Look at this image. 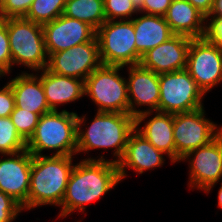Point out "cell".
<instances>
[{"label": "cell", "mask_w": 222, "mask_h": 222, "mask_svg": "<svg viewBox=\"0 0 222 222\" xmlns=\"http://www.w3.org/2000/svg\"><path fill=\"white\" fill-rule=\"evenodd\" d=\"M22 211L18 202L0 190V222H13Z\"/></svg>", "instance_id": "obj_30"}, {"label": "cell", "mask_w": 222, "mask_h": 222, "mask_svg": "<svg viewBox=\"0 0 222 222\" xmlns=\"http://www.w3.org/2000/svg\"><path fill=\"white\" fill-rule=\"evenodd\" d=\"M26 149V141L17 132L10 117H0V154L8 155Z\"/></svg>", "instance_id": "obj_25"}, {"label": "cell", "mask_w": 222, "mask_h": 222, "mask_svg": "<svg viewBox=\"0 0 222 222\" xmlns=\"http://www.w3.org/2000/svg\"><path fill=\"white\" fill-rule=\"evenodd\" d=\"M172 0H144L139 10L141 14L164 16Z\"/></svg>", "instance_id": "obj_33"}, {"label": "cell", "mask_w": 222, "mask_h": 222, "mask_svg": "<svg viewBox=\"0 0 222 222\" xmlns=\"http://www.w3.org/2000/svg\"><path fill=\"white\" fill-rule=\"evenodd\" d=\"M40 80L52 110H58L59 105L74 102L85 96L84 80L52 73L46 68L42 70Z\"/></svg>", "instance_id": "obj_20"}, {"label": "cell", "mask_w": 222, "mask_h": 222, "mask_svg": "<svg viewBox=\"0 0 222 222\" xmlns=\"http://www.w3.org/2000/svg\"><path fill=\"white\" fill-rule=\"evenodd\" d=\"M3 76H5V75L0 71V77H3Z\"/></svg>", "instance_id": "obj_38"}, {"label": "cell", "mask_w": 222, "mask_h": 222, "mask_svg": "<svg viewBox=\"0 0 222 222\" xmlns=\"http://www.w3.org/2000/svg\"><path fill=\"white\" fill-rule=\"evenodd\" d=\"M86 115L77 114V150L89 152L95 149H114L113 163H118L124 155L128 138L135 130V117L118 112H97L92 123L85 126Z\"/></svg>", "instance_id": "obj_2"}, {"label": "cell", "mask_w": 222, "mask_h": 222, "mask_svg": "<svg viewBox=\"0 0 222 222\" xmlns=\"http://www.w3.org/2000/svg\"><path fill=\"white\" fill-rule=\"evenodd\" d=\"M12 55L6 26V18L0 19V71L7 75L11 72Z\"/></svg>", "instance_id": "obj_28"}, {"label": "cell", "mask_w": 222, "mask_h": 222, "mask_svg": "<svg viewBox=\"0 0 222 222\" xmlns=\"http://www.w3.org/2000/svg\"><path fill=\"white\" fill-rule=\"evenodd\" d=\"M181 161L189 163V187L209 194L222 179V132L208 144L189 152Z\"/></svg>", "instance_id": "obj_12"}, {"label": "cell", "mask_w": 222, "mask_h": 222, "mask_svg": "<svg viewBox=\"0 0 222 222\" xmlns=\"http://www.w3.org/2000/svg\"><path fill=\"white\" fill-rule=\"evenodd\" d=\"M186 70L204 94L222 82V48L204 38H191Z\"/></svg>", "instance_id": "obj_10"}, {"label": "cell", "mask_w": 222, "mask_h": 222, "mask_svg": "<svg viewBox=\"0 0 222 222\" xmlns=\"http://www.w3.org/2000/svg\"><path fill=\"white\" fill-rule=\"evenodd\" d=\"M127 91L129 114L135 117V126H140L154 111H158L159 74L140 64L127 66ZM148 106L146 110L137 107ZM150 115V116H149Z\"/></svg>", "instance_id": "obj_11"}, {"label": "cell", "mask_w": 222, "mask_h": 222, "mask_svg": "<svg viewBox=\"0 0 222 222\" xmlns=\"http://www.w3.org/2000/svg\"><path fill=\"white\" fill-rule=\"evenodd\" d=\"M6 26L12 55V67L23 65L37 73L45 69L48 63V54L42 25L25 17H12L6 18Z\"/></svg>", "instance_id": "obj_5"}, {"label": "cell", "mask_w": 222, "mask_h": 222, "mask_svg": "<svg viewBox=\"0 0 222 222\" xmlns=\"http://www.w3.org/2000/svg\"><path fill=\"white\" fill-rule=\"evenodd\" d=\"M26 149L33 156H43L44 150H55L52 156L76 155L77 113L63 109L41 115Z\"/></svg>", "instance_id": "obj_4"}, {"label": "cell", "mask_w": 222, "mask_h": 222, "mask_svg": "<svg viewBox=\"0 0 222 222\" xmlns=\"http://www.w3.org/2000/svg\"><path fill=\"white\" fill-rule=\"evenodd\" d=\"M12 123L17 132L27 142L35 132L40 115L18 107L10 114Z\"/></svg>", "instance_id": "obj_26"}, {"label": "cell", "mask_w": 222, "mask_h": 222, "mask_svg": "<svg viewBox=\"0 0 222 222\" xmlns=\"http://www.w3.org/2000/svg\"><path fill=\"white\" fill-rule=\"evenodd\" d=\"M190 43V37L174 35L144 53L139 64L157 74L184 70L187 66Z\"/></svg>", "instance_id": "obj_16"}, {"label": "cell", "mask_w": 222, "mask_h": 222, "mask_svg": "<svg viewBox=\"0 0 222 222\" xmlns=\"http://www.w3.org/2000/svg\"><path fill=\"white\" fill-rule=\"evenodd\" d=\"M121 182L118 166L111 160L86 158L75 163L60 206L59 218L78 210L85 212L86 205L104 197Z\"/></svg>", "instance_id": "obj_1"}, {"label": "cell", "mask_w": 222, "mask_h": 222, "mask_svg": "<svg viewBox=\"0 0 222 222\" xmlns=\"http://www.w3.org/2000/svg\"><path fill=\"white\" fill-rule=\"evenodd\" d=\"M218 207H220L222 209V182H221V186L220 189L218 191Z\"/></svg>", "instance_id": "obj_37"}, {"label": "cell", "mask_w": 222, "mask_h": 222, "mask_svg": "<svg viewBox=\"0 0 222 222\" xmlns=\"http://www.w3.org/2000/svg\"><path fill=\"white\" fill-rule=\"evenodd\" d=\"M63 15L86 22L97 30L106 21L104 0H67Z\"/></svg>", "instance_id": "obj_23"}, {"label": "cell", "mask_w": 222, "mask_h": 222, "mask_svg": "<svg viewBox=\"0 0 222 222\" xmlns=\"http://www.w3.org/2000/svg\"><path fill=\"white\" fill-rule=\"evenodd\" d=\"M204 109L173 114L176 162H181L189 152L208 144L222 132V125L218 127L206 118Z\"/></svg>", "instance_id": "obj_9"}, {"label": "cell", "mask_w": 222, "mask_h": 222, "mask_svg": "<svg viewBox=\"0 0 222 222\" xmlns=\"http://www.w3.org/2000/svg\"><path fill=\"white\" fill-rule=\"evenodd\" d=\"M104 12L106 21L131 20L139 13L131 0H104Z\"/></svg>", "instance_id": "obj_27"}, {"label": "cell", "mask_w": 222, "mask_h": 222, "mask_svg": "<svg viewBox=\"0 0 222 222\" xmlns=\"http://www.w3.org/2000/svg\"><path fill=\"white\" fill-rule=\"evenodd\" d=\"M73 157L33 156L27 210L43 205H61L74 166Z\"/></svg>", "instance_id": "obj_3"}, {"label": "cell", "mask_w": 222, "mask_h": 222, "mask_svg": "<svg viewBox=\"0 0 222 222\" xmlns=\"http://www.w3.org/2000/svg\"><path fill=\"white\" fill-rule=\"evenodd\" d=\"M164 18L175 35L203 38L205 16L187 0H172Z\"/></svg>", "instance_id": "obj_21"}, {"label": "cell", "mask_w": 222, "mask_h": 222, "mask_svg": "<svg viewBox=\"0 0 222 222\" xmlns=\"http://www.w3.org/2000/svg\"><path fill=\"white\" fill-rule=\"evenodd\" d=\"M159 93L160 112L186 113L204 107L205 94L186 69L159 74Z\"/></svg>", "instance_id": "obj_8"}, {"label": "cell", "mask_w": 222, "mask_h": 222, "mask_svg": "<svg viewBox=\"0 0 222 222\" xmlns=\"http://www.w3.org/2000/svg\"><path fill=\"white\" fill-rule=\"evenodd\" d=\"M34 0H4L0 5V19L24 17Z\"/></svg>", "instance_id": "obj_29"}, {"label": "cell", "mask_w": 222, "mask_h": 222, "mask_svg": "<svg viewBox=\"0 0 222 222\" xmlns=\"http://www.w3.org/2000/svg\"><path fill=\"white\" fill-rule=\"evenodd\" d=\"M66 1L34 0L24 17L34 23L44 25L63 14Z\"/></svg>", "instance_id": "obj_24"}, {"label": "cell", "mask_w": 222, "mask_h": 222, "mask_svg": "<svg viewBox=\"0 0 222 222\" xmlns=\"http://www.w3.org/2000/svg\"><path fill=\"white\" fill-rule=\"evenodd\" d=\"M101 63L113 66L136 65L135 30L132 20L105 21L97 30Z\"/></svg>", "instance_id": "obj_7"}, {"label": "cell", "mask_w": 222, "mask_h": 222, "mask_svg": "<svg viewBox=\"0 0 222 222\" xmlns=\"http://www.w3.org/2000/svg\"><path fill=\"white\" fill-rule=\"evenodd\" d=\"M165 153L156 149L148 140L134 130L127 141L123 157L117 163L121 181L127 177L126 168L137 172L144 173L146 170L155 169L164 165Z\"/></svg>", "instance_id": "obj_17"}, {"label": "cell", "mask_w": 222, "mask_h": 222, "mask_svg": "<svg viewBox=\"0 0 222 222\" xmlns=\"http://www.w3.org/2000/svg\"><path fill=\"white\" fill-rule=\"evenodd\" d=\"M122 66L101 64L84 81L85 95L98 106L97 112L129 114L127 79Z\"/></svg>", "instance_id": "obj_6"}, {"label": "cell", "mask_w": 222, "mask_h": 222, "mask_svg": "<svg viewBox=\"0 0 222 222\" xmlns=\"http://www.w3.org/2000/svg\"><path fill=\"white\" fill-rule=\"evenodd\" d=\"M210 16L222 17V0H213Z\"/></svg>", "instance_id": "obj_35"}, {"label": "cell", "mask_w": 222, "mask_h": 222, "mask_svg": "<svg viewBox=\"0 0 222 222\" xmlns=\"http://www.w3.org/2000/svg\"><path fill=\"white\" fill-rule=\"evenodd\" d=\"M143 1L144 0H131V2L133 3V5L135 6V8L139 11L142 6H143Z\"/></svg>", "instance_id": "obj_36"}, {"label": "cell", "mask_w": 222, "mask_h": 222, "mask_svg": "<svg viewBox=\"0 0 222 222\" xmlns=\"http://www.w3.org/2000/svg\"><path fill=\"white\" fill-rule=\"evenodd\" d=\"M0 158V190L27 209L33 155L27 150ZM8 156V157H7Z\"/></svg>", "instance_id": "obj_14"}, {"label": "cell", "mask_w": 222, "mask_h": 222, "mask_svg": "<svg viewBox=\"0 0 222 222\" xmlns=\"http://www.w3.org/2000/svg\"><path fill=\"white\" fill-rule=\"evenodd\" d=\"M9 84L14 94L15 107L40 116L53 111L47 103L39 74L22 72L11 79Z\"/></svg>", "instance_id": "obj_18"}, {"label": "cell", "mask_w": 222, "mask_h": 222, "mask_svg": "<svg viewBox=\"0 0 222 222\" xmlns=\"http://www.w3.org/2000/svg\"><path fill=\"white\" fill-rule=\"evenodd\" d=\"M155 115L145 125L135 126V130L156 149L164 152L171 163H176V148L173 138V114L154 111Z\"/></svg>", "instance_id": "obj_22"}, {"label": "cell", "mask_w": 222, "mask_h": 222, "mask_svg": "<svg viewBox=\"0 0 222 222\" xmlns=\"http://www.w3.org/2000/svg\"><path fill=\"white\" fill-rule=\"evenodd\" d=\"M203 38L211 44L222 48V17L210 15L205 17V31Z\"/></svg>", "instance_id": "obj_31"}, {"label": "cell", "mask_w": 222, "mask_h": 222, "mask_svg": "<svg viewBox=\"0 0 222 222\" xmlns=\"http://www.w3.org/2000/svg\"><path fill=\"white\" fill-rule=\"evenodd\" d=\"M187 1L190 2L205 17L210 14L213 6V0H187Z\"/></svg>", "instance_id": "obj_34"}, {"label": "cell", "mask_w": 222, "mask_h": 222, "mask_svg": "<svg viewBox=\"0 0 222 222\" xmlns=\"http://www.w3.org/2000/svg\"><path fill=\"white\" fill-rule=\"evenodd\" d=\"M131 20L135 30L136 65L144 53L175 35L164 16L143 14Z\"/></svg>", "instance_id": "obj_19"}, {"label": "cell", "mask_w": 222, "mask_h": 222, "mask_svg": "<svg viewBox=\"0 0 222 222\" xmlns=\"http://www.w3.org/2000/svg\"><path fill=\"white\" fill-rule=\"evenodd\" d=\"M97 37L52 53L48 56L46 69L52 73L86 80V78L101 65Z\"/></svg>", "instance_id": "obj_13"}, {"label": "cell", "mask_w": 222, "mask_h": 222, "mask_svg": "<svg viewBox=\"0 0 222 222\" xmlns=\"http://www.w3.org/2000/svg\"><path fill=\"white\" fill-rule=\"evenodd\" d=\"M42 27L48 56L92 41L96 37V30L92 26L63 14Z\"/></svg>", "instance_id": "obj_15"}, {"label": "cell", "mask_w": 222, "mask_h": 222, "mask_svg": "<svg viewBox=\"0 0 222 222\" xmlns=\"http://www.w3.org/2000/svg\"><path fill=\"white\" fill-rule=\"evenodd\" d=\"M14 108L15 98L11 85L8 82L2 89H0V117H10Z\"/></svg>", "instance_id": "obj_32"}]
</instances>
